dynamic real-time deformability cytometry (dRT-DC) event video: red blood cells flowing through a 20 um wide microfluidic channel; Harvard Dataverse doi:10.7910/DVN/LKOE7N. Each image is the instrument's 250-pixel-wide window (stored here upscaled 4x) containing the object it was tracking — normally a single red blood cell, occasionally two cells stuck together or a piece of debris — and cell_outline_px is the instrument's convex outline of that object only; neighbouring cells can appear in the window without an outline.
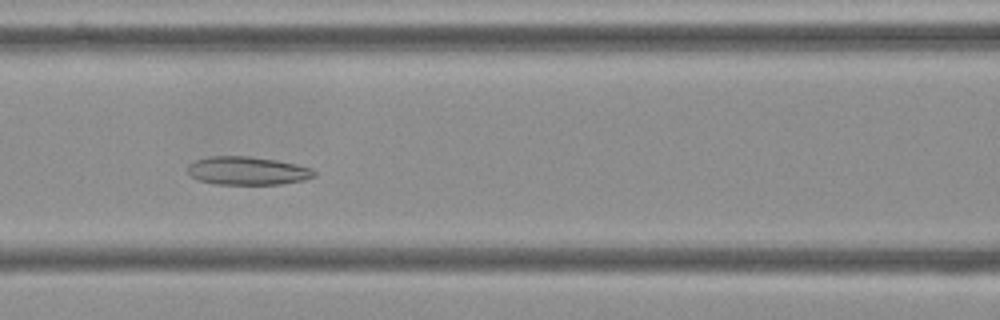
{"species": "Egyptian fruit bat (a non-hibernating species)", "species_latin": "Rousettus aegyptiacus", "temperature_condition": "cold", "stored_images_in_passage": 55, "camera_frame_rate_fps": 3000, "um_per_image_px": 0.085, "frame": {"image": 1, "passage_image": 23, "time_ms": 7.333, "image_size_px": [1000, 320], "cell_outline_px": [[316, 176], [304, 180], [280, 184], [216, 184], [200, 180], [188, 176], [188, 164], [192, 160], [208, 156], [248, 156], [276, 160], [296, 164], [312, 168], [316, 172]], "centroid_in_image_um": [21.0, 14.51], "position_along_channel_um": 145.6, "area_um2": 21.04}}
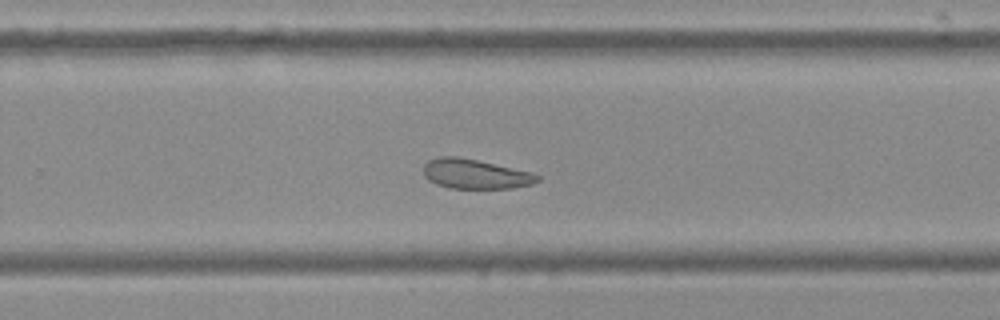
{"frame": {"image": 2, "passage_image": 35, "time_ms": 11.333, "image_size_px": [1000, 320], "cell_outline_px": [[540, 180], [532, 184], [512, 188], [448, 188], [436, 184], [428, 180], [424, 176], [424, 164], [428, 160], [436, 156], [456, 156], [476, 160], [532, 172], [540, 176]], "centroid_in_image_um": [40.37, 14.79], "position_along_channel_um": 289.4, "area_um2": 19.71}}
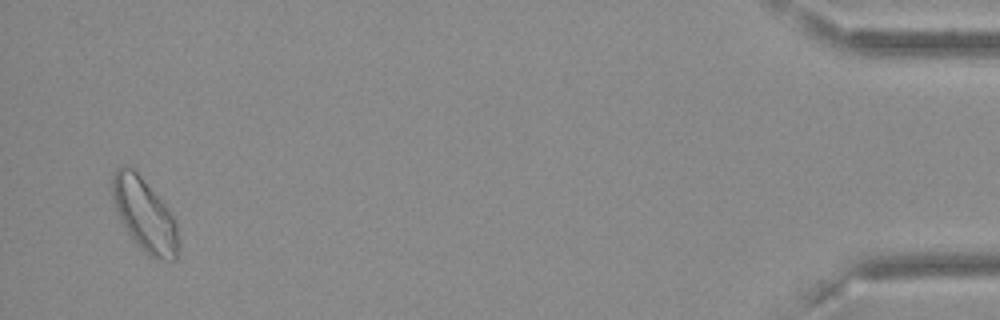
{"frame": {"image": 3, "passage_image": 53, "time_ms": 17.333, "image_size_px": [1000, 320], "cell_outline_px": [[180, 244], [176, 260], [156, 260], [144, 252], [140, 248], [128, 232], [120, 220], [112, 200], [112, 176], [116, 168], [124, 164], [132, 168], [140, 176], [168, 208], [176, 220]], "centroid_in_image_um": [12.3, 18.29], "position_along_channel_um": 422.9, "area_um2": 28.26}, "authors_computed_cell_mechanics": {"area_um2": 23.0622, "velocity_mm_per_s": 3.5984, "shape_relaxation_time_tau1_ms": null, "shape_relaxation_time_tau2_ms": 2.9926, "deformation_change_tau1": null, "deformation_change_tau2": 0.1096}}